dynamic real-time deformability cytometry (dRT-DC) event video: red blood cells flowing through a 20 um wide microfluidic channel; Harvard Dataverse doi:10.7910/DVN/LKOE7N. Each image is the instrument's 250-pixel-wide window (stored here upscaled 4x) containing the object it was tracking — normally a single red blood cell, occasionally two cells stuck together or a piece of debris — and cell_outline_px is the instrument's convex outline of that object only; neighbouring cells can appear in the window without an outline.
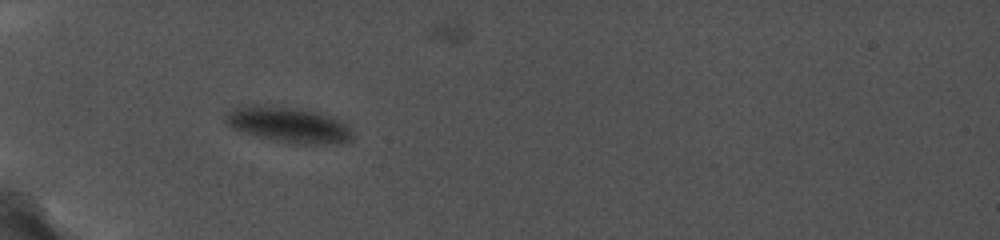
{"species": "common noctule bat (a hibernating species)", "species_latin": "Nyctalus noctula", "temperature_condition": "cold", "stored_images_in_passage": 38, "camera_frame_rate_fps": 5000, "um_per_image_px": 0.085, "animal": {"sex": "female", "body_mass_g": 19.0, "forearm_length_mm": 56.7}, "frame": {"image": 1, "passage_image": 1, "time_ms": 0.0, "image_size_px": [1000, 240], "cell_outline_px": [[356, 136], [352, 140], [340, 144], [288, 144], [252, 136], [228, 128], [224, 124], [224, 116], [228, 112], [236, 108], [284, 108], [308, 112], [324, 116], [336, 120], [344, 124]], "centroid_in_image_um": [24.49, 10.72], "position_along_channel_um": 60.5, "area_um2": 25.43}}
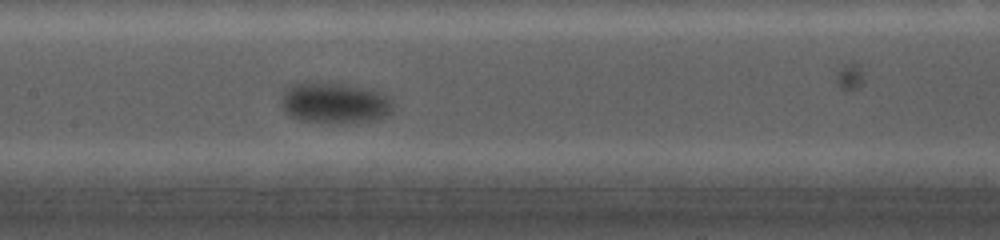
{"frame": {"image": 2, "passage_image": 19, "time_ms": 3.8, "image_size_px": [1000, 240], "cell_outline_px": [[392, 112], [388, 116], [376, 120], [356, 124], [320, 124], [300, 120], [288, 116], [284, 112], [280, 104], [284, 96], [296, 84], [320, 84], [348, 88], [372, 92], [384, 96], [392, 104]], "centroid_in_image_um": [28.42, 8.91], "position_along_channel_um": 179.0, "area_um2": 25.49}}
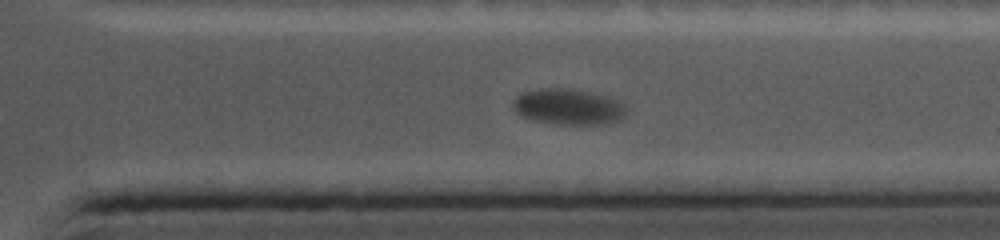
{"frame": {"image": 3, "passage_image": 34, "time_ms": 9.0, "image_size_px": [1000, 240], "cell_outline_px": [[624, 116], [608, 124], [556, 124], [532, 120], [520, 116], [516, 112], [516, 96], [524, 92], [548, 88], [556, 88], [584, 92], [604, 96], [616, 100], [624, 108]], "centroid_in_image_um": [48.27, 9.11], "position_along_channel_um": 363.1, "area_um2": 22.72}}